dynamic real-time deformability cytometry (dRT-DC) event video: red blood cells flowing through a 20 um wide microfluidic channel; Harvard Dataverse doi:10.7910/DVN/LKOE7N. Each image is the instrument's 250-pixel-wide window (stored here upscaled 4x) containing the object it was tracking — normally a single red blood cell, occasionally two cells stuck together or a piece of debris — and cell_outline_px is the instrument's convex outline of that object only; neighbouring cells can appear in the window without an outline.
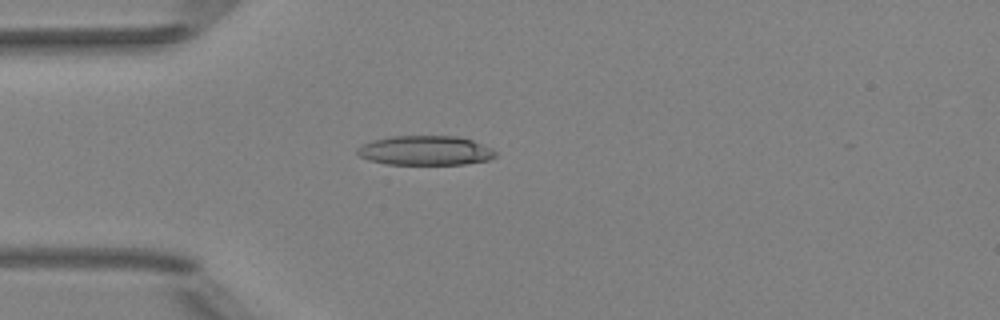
{"species": "Egyptian fruit bat (a non-hibernating species)", "species_latin": "Rousettus aegyptiacus", "temperature_condition": "room temperature", "stored_images_in_passage": 38, "camera_frame_rate_fps": 3000, "um_per_image_px": 0.085, "animal": {"sex": "female"}, "frame": {"image": 1, "passage_image": 1, "time_ms": 0.0, "image_size_px": [1000, 320], "cell_outline_px": [[496, 156], [488, 160], [464, 164], [384, 164], [368, 160], [360, 156], [356, 152], [356, 148], [372, 140], [392, 136], [456, 136], [472, 140], [492, 148], [496, 152]], "centroid_in_image_um": [36.14, 12.79], "position_along_channel_um": 48.9, "area_um2": 23.76}}
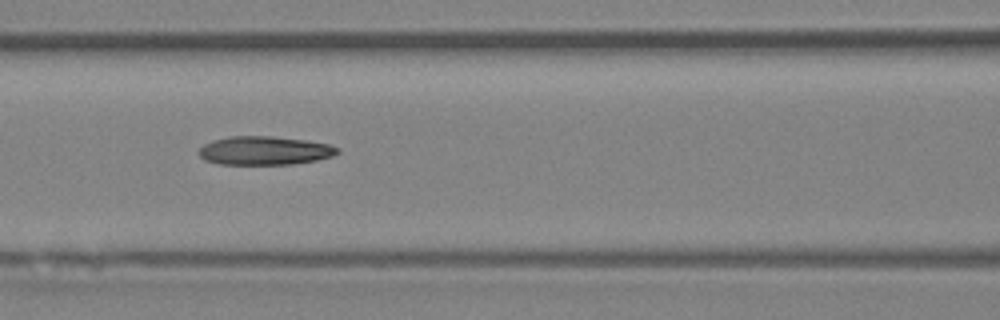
{"frame": {"image": 2, "passage_image": 9, "time_ms": 2.667, "image_size_px": [1000, 320], "cell_outline_px": [[340, 152], [332, 156], [316, 160], [292, 164], [220, 164], [204, 160], [196, 152], [204, 144], [212, 140], [228, 136], [272, 136], [308, 140], [328, 144], [340, 148]], "centroid_in_image_um": [22.47, 12.79], "position_along_channel_um": 144.1, "area_um2": 23.29}}
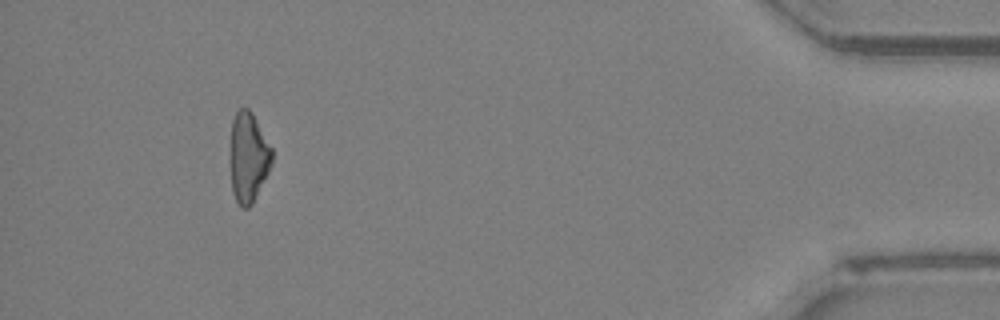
{"frame": {"image": 3, "passage_image": 34, "time_ms": 11.0, "image_size_px": [1000, 320], "cell_outline_px": [[272, 164], [252, 204], [248, 208], [244, 208], [236, 200], [232, 192], [232, 120], [236, 112], [240, 108], [248, 108], [252, 112], [272, 148]], "centroid_in_image_um": [21.14, 13.36], "position_along_channel_um": 414.1, "area_um2": 21.27}, "authors_computed_cell_mechanics": {"area_um2": 23.0622, "velocity_mm_per_s": 4.0496, "shape_relaxation_time_tau1_ms": null, "shape_relaxation_time_tau2_ms": 7.3519, "deformation_change_tau1": null, "deformation_change_tau2": 0.1984}}